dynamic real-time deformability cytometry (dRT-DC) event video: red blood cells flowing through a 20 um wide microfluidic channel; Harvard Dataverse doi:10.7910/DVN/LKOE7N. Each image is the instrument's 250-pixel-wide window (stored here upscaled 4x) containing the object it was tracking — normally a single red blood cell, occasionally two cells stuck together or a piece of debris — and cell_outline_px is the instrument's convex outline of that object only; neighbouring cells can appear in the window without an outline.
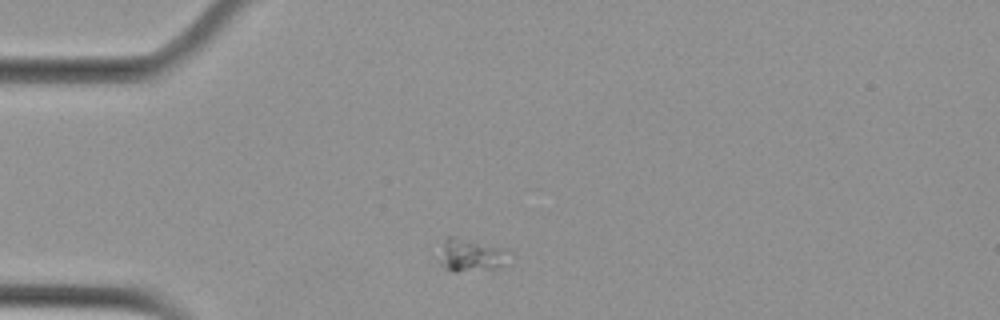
{"species": "Egyptian fruit bat (a non-hibernating species)", "species_latin": "Rousettus aegyptiacus", "temperature_condition": "cold", "stored_images_in_passage": 3, "camera_frame_rate_fps": 3000, "um_per_image_px": 0.085, "animal": {"sex": "female"}, "frame": {"image": 1, "passage_image": 1, "time_ms": 0.0, "image_size_px": [1000, 320], "cell_outline_px": [[516, 256], [512, 268], [456, 272], [452, 272], [444, 268], [440, 264], [440, 260], [444, 240], [448, 236], [452, 236], [508, 248]], "centroid_in_image_um": [40.31, 21.74], "position_along_channel_um": 44.7, "area_um2": 14.57}}